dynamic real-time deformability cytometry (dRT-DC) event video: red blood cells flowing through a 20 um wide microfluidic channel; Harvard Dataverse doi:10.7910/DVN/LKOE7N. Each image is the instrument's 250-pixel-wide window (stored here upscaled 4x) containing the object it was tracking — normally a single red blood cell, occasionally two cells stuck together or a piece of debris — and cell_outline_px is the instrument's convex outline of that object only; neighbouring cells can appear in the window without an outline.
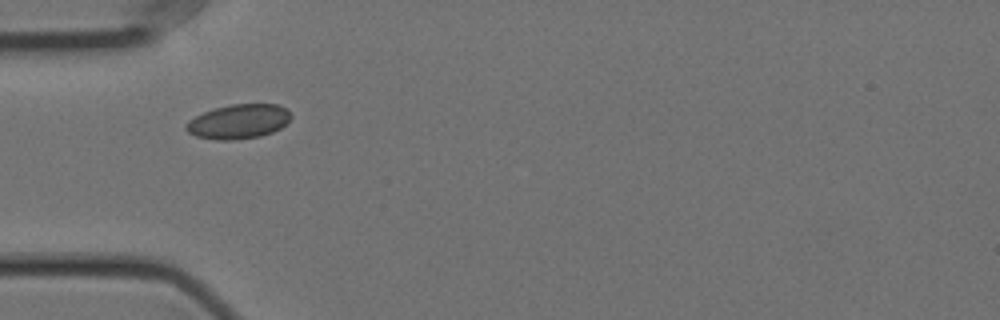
{"species": "Egyptian fruit bat (a non-hibernating species)", "species_latin": "Rousettus aegyptiacus", "temperature_condition": "cold", "stored_images_in_passage": 40, "camera_frame_rate_fps": 3000, "um_per_image_px": 0.085, "animal": {"sex": "female"}, "frame": {"image": 1, "passage_image": 1, "time_ms": 0.0, "image_size_px": [1000, 320], "cell_outline_px": [[292, 116], [280, 128], [272, 132], [260, 136], [232, 140], [216, 140], [196, 136], [188, 132], [184, 128], [184, 124], [188, 120], [204, 112], [216, 108], [232, 104], [280, 104]], "centroid_in_image_um": [20.24, 10.33], "position_along_channel_um": 64.8, "area_um2": 20.92}}
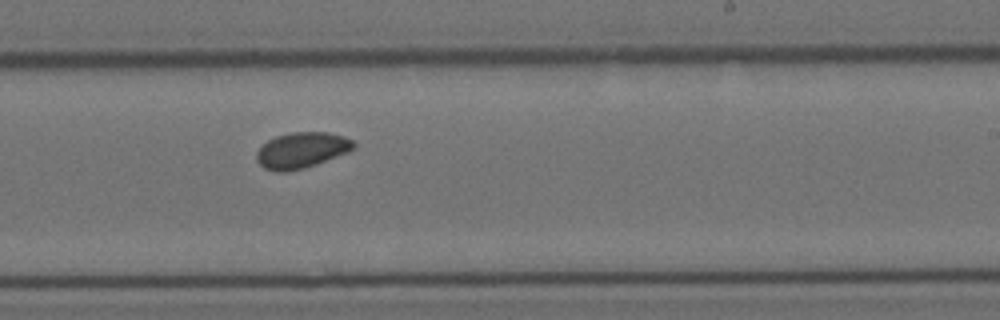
{"frame": {"image": 2, "passage_image": 18, "time_ms": 5.667, "image_size_px": [1000, 320], "cell_outline_px": [[356, 148], [348, 152], [316, 164], [304, 168], [284, 172], [276, 172], [264, 168], [256, 160], [256, 152], [268, 140], [276, 136], [292, 132], [328, 132], [344, 136], [352, 140], [356, 144]], "centroid_in_image_um": [25.65, 12.77], "position_along_channel_um": 263.4, "area_um2": 20.29}}
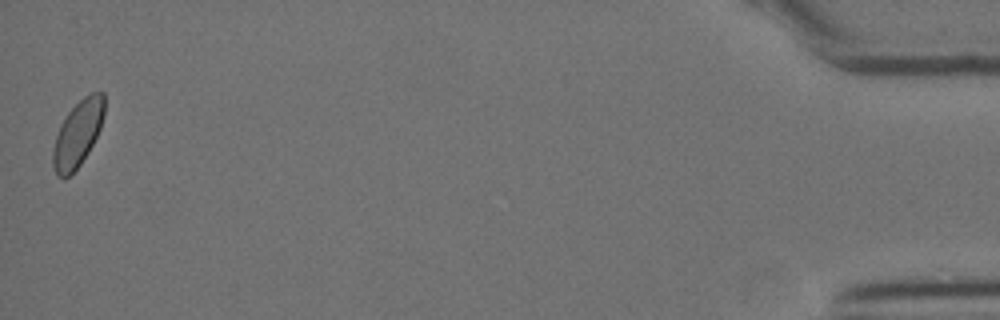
{"frame": {"image": 3, "passage_image": 40, "time_ms": 13.0, "image_size_px": [1000, 320], "cell_outline_px": [[104, 116], [100, 128], [88, 152], [80, 164], [64, 180], [56, 176], [52, 164], [52, 152], [56, 136], [60, 124], [68, 112], [84, 96], [92, 92], [104, 92]], "centroid_in_image_um": [6.59, 11.38], "position_along_channel_um": 428.6, "area_um2": 19.71}, "authors_computed_cell_mechanics": {"area_um2": 19.9121, "velocity_mm_per_s": 3.5253, "shape_relaxation_time_tau1_ms": 2.7842, "shape_relaxation_time_tau2_ms": 4.8363, "deformation_change_tau1": 0.0341, "deformation_change_tau2": 0.0531}}